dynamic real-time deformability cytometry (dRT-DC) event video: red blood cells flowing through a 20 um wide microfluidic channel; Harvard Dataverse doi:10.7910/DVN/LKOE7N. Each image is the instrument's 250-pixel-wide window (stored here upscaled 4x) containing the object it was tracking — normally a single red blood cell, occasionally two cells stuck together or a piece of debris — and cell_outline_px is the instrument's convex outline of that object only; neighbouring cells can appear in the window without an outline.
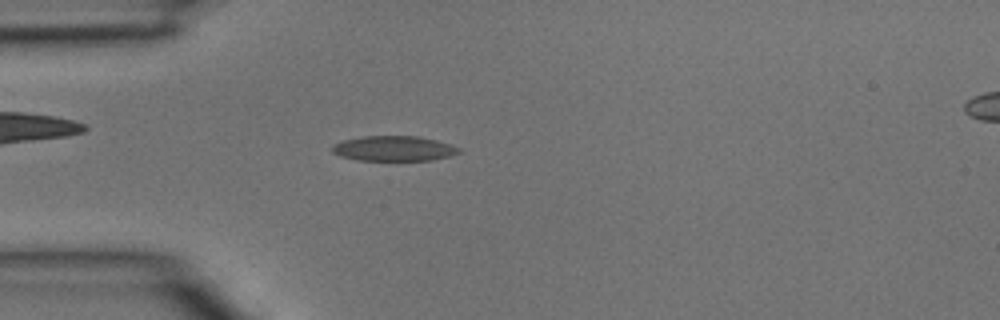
{"species": "common noctule bat (a hibernating species)", "species_latin": "Nyctalus noctula", "temperature_condition": "room temperature", "stored_images_in_passage": 3, "segment_of_instrument_passage": [1, 2], "camera_frame_rate_fps": 3000, "um_per_image_px": 0.085, "animal": {"sex": "male", "body_mass_g": 15.6}, "frame": {"image": 1, "passage_image": 2, "time_ms": 0.333, "image_size_px": [1000, 320], "cell_outline_px": [[460, 152], [448, 156], [432, 160], [356, 160], [340, 156], [332, 152], [332, 144], [344, 140], [360, 136], [416, 136], [436, 140], [452, 144], [460, 148]], "centroid_in_image_um": [33.45, 12.62], "position_along_channel_um": 51.5, "area_um2": 18.55}}